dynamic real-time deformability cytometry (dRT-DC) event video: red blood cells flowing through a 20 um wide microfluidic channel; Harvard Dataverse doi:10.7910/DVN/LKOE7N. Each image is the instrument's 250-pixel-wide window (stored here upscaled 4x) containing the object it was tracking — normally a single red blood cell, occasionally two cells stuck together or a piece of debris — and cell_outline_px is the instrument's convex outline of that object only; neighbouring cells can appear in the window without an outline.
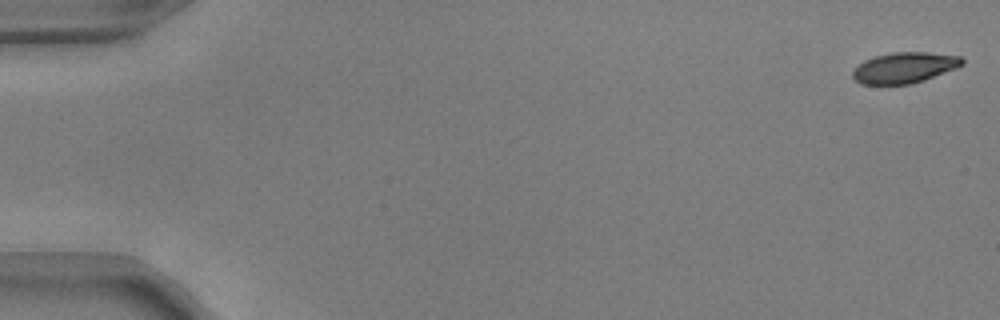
{"species": "common noctule bat (a hibernating species)", "species_latin": "Nyctalus noctula", "temperature_condition": "warm", "stored_images_in_passage": 53, "camera_frame_rate_fps": 3000, "um_per_image_px": 0.085, "animal": {"sex": "male", "body_mass_g": 17.9, "forearm_length_mm": 54.2}, "frame": {"image": 1, "passage_image": 1, "time_ms": 0.0, "image_size_px": [1000, 320], "cell_outline_px": [[964, 64], [956, 68], [924, 80], [912, 84], [860, 84], [852, 76], [852, 72], [864, 60], [876, 56], [892, 52], [928, 52], [960, 56], [964, 60]], "centroid_in_image_um": [76.89, 5.75], "position_along_channel_um": 8.1, "area_um2": 19.54}}
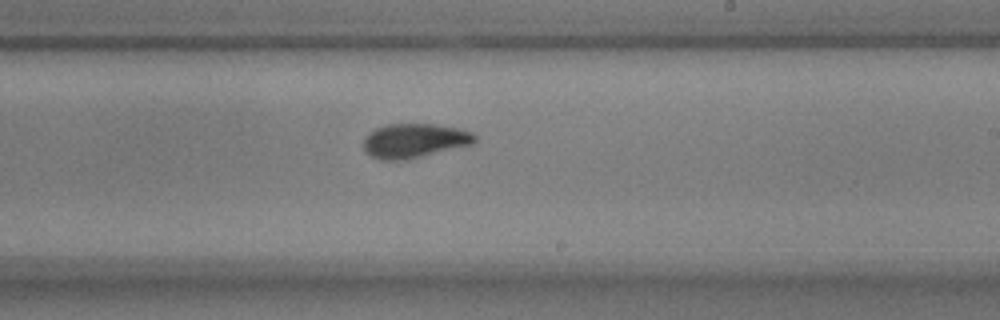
{"frame": {"image": 2, "passage_image": 32, "time_ms": 10.333, "image_size_px": [1000, 320], "cell_outline_px": [[476, 140], [472, 144], [408, 160], [380, 160], [364, 152], [364, 136], [368, 132], [376, 128], [388, 124], [432, 124], [460, 128], [472, 132], [476, 136]], "centroid_in_image_um": [35.2, 11.96], "position_along_channel_um": 253.8, "area_um2": 22.43}}
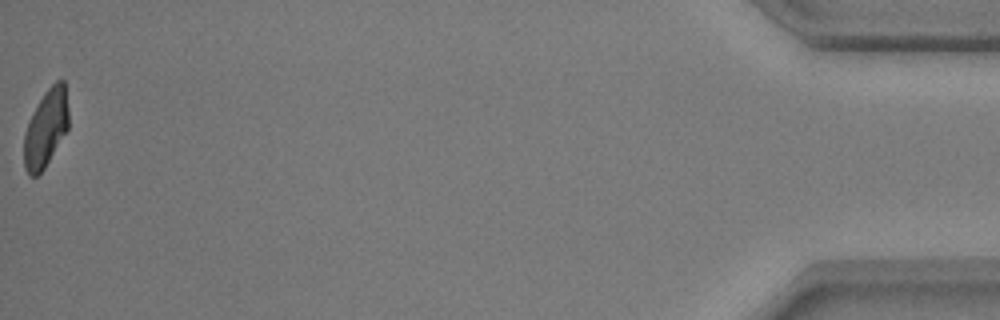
{"frame": {"image": 3, "passage_image": 53, "time_ms": 17.333, "image_size_px": [1000, 320], "cell_outline_px": [[68, 128], [44, 168], [36, 176], [28, 176], [24, 168], [24, 132], [32, 112], [44, 92], [56, 80], [64, 80], [68, 108]], "centroid_in_image_um": [3.88, 10.89], "position_along_channel_um": 431.3, "area_um2": 20.06}, "authors_computed_cell_mechanics": {"area_um2": 21.5594, "velocity_mm_per_s": 3.8458, "shape_relaxation_time_tau1_ms": 3.2529, "shape_relaxation_time_tau2_ms": 1.3014, "deformation_change_tau1": 0.1524, "deformation_change_tau2": 0.0567}}